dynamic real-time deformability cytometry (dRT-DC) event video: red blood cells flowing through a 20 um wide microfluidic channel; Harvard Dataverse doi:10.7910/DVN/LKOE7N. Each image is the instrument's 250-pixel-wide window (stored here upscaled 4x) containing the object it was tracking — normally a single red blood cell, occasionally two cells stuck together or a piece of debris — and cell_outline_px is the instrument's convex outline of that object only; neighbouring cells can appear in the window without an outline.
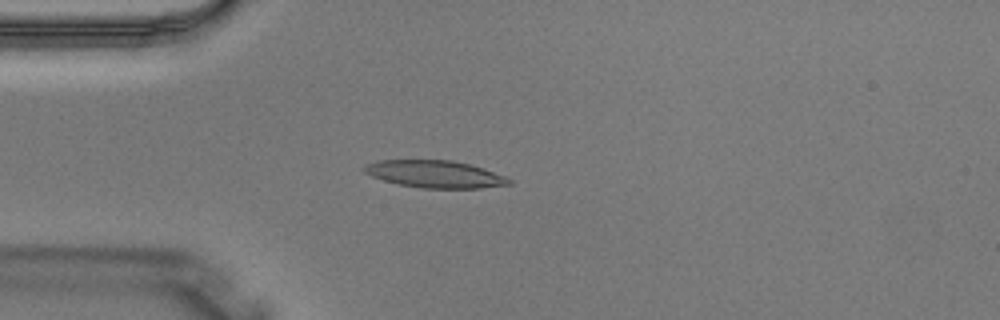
{"species": "Egyptian fruit bat (a non-hibernating species)", "species_latin": "Rousettus aegyptiacus", "temperature_condition": "warm", "stored_images_in_passage": 1, "camera_frame_rate_fps": 3000, "um_per_image_px": 0.085, "animal": {"sex": "male"}, "frame": {"image": 1, "passage_image": 1, "time_ms": 0.0, "image_size_px": [1000, 320], "cell_outline_px": [[512, 184], [480, 188], [424, 188], [396, 184], [372, 176], [364, 172], [360, 168], [364, 164], [380, 160], [452, 160], [484, 168], [504, 176], [512, 180]], "centroid_in_image_um": [36.94, 14.79], "position_along_channel_um": 48.1, "area_um2": 23.06}}